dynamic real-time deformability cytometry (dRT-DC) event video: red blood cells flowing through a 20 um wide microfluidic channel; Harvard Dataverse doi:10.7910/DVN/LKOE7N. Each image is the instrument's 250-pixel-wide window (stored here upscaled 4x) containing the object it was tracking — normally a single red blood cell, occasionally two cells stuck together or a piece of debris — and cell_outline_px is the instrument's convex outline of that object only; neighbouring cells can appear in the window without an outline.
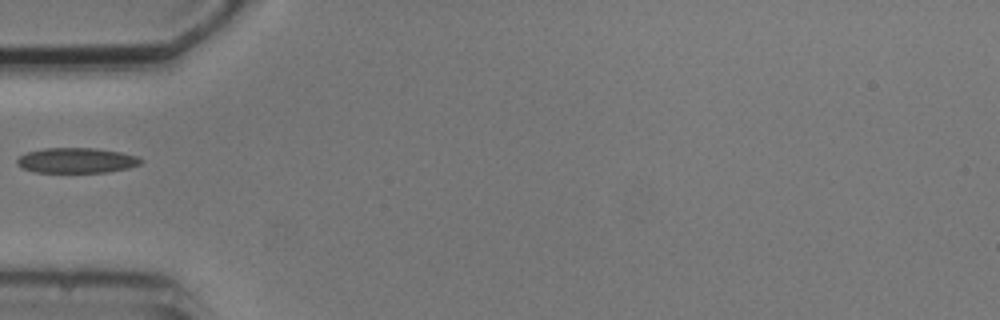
{"species": "common noctule bat (a hibernating species)", "species_latin": "Nyctalus noctula", "temperature_condition": "cold", "stored_images_in_passage": 1, "camera_frame_rate_fps": 3000, "um_per_image_px": 0.085, "animal": {"sex": "male", "body_mass_g": 20.5, "forearm_length_mm": 52.5}, "frame": {"image": 1, "passage_image": 1, "time_ms": 0.0, "image_size_px": [1000, 320], "cell_outline_px": [[144, 160], [140, 164], [128, 168], [108, 172], [36, 172], [24, 168], [16, 164], [16, 160], [20, 156], [28, 152], [44, 148], [96, 148], [120, 152], [136, 156]], "centroid_in_image_um": [6.52, 13.63], "position_along_channel_um": 78.5, "area_um2": 18.09}}